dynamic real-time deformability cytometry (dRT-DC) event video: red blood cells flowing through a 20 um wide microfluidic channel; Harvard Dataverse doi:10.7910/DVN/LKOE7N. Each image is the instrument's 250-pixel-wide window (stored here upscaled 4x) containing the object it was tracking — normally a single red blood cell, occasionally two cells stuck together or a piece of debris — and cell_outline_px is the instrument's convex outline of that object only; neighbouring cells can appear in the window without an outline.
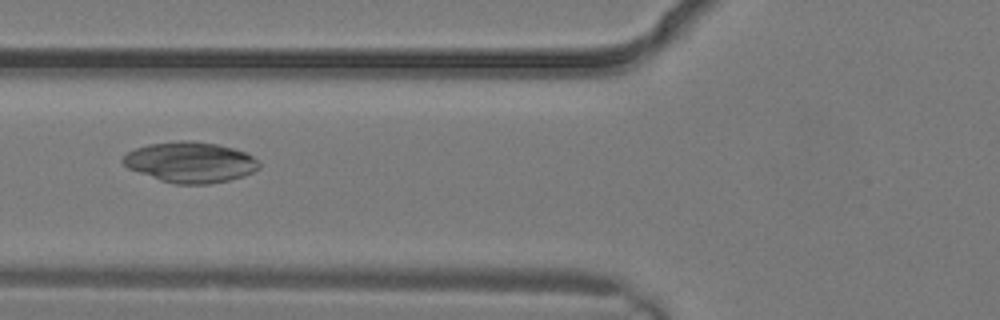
{"species": "common noctule bat (a hibernating species)", "species_latin": "Nyctalus noctula", "temperature_condition": "warm", "stored_images_in_passage": 5, "camera_frame_rate_fps": 3000, "um_per_image_px": 0.085, "animal": {"sex": "male", "body_mass_g": 19.2, "forearm_length_mm": 51.8}, "frame": {"image": 1, "passage_image": 5, "time_ms": 1.333, "image_size_px": [1000, 320], "cell_outline_px": [[260, 168], [244, 176], [228, 180], [208, 184], [176, 184], [160, 180], [128, 168], [120, 160], [128, 152], [136, 148], [148, 144], [176, 140], [192, 140], [216, 144], [232, 148], [244, 152], [252, 156], [260, 164]], "centroid_in_image_um": [16.16, 13.78], "position_along_channel_um": 109.6, "area_um2": 32.14}}